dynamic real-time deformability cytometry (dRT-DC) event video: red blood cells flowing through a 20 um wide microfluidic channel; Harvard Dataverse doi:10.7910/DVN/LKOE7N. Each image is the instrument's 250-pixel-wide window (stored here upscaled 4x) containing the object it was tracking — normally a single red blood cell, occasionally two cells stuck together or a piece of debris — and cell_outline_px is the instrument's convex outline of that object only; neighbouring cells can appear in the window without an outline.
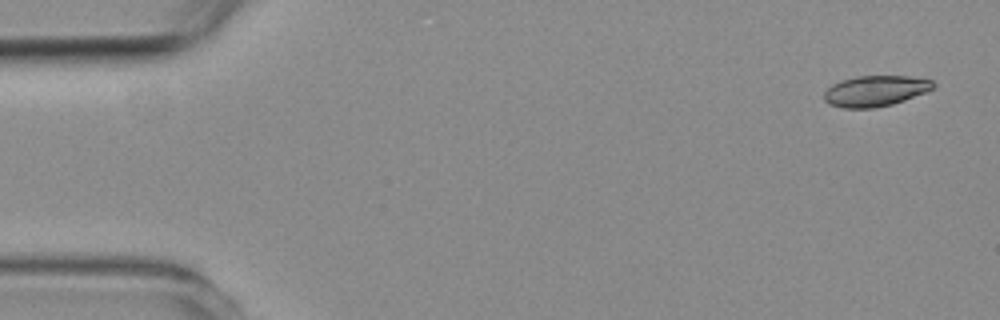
{"species": "common noctule bat (a hibernating species)", "species_latin": "Nyctalus noctula", "temperature_condition": "room temperature", "stored_images_in_passage": 4, "camera_frame_rate_fps": 3000, "um_per_image_px": 0.085, "animal": {"sex": "female", "body_mass_g": 19.3, "forearm_length_mm": 54.1}, "frame": {"image": 1, "passage_image": 1, "time_ms": 0.0, "image_size_px": [1000, 320], "cell_outline_px": [[936, 88], [904, 100], [892, 104], [872, 108], [844, 108], [828, 104], [824, 100], [824, 92], [832, 84], [840, 80], [856, 76], [908, 76], [932, 80], [936, 84]], "centroid_in_image_um": [74.4, 7.72], "position_along_channel_um": 10.6, "area_um2": 19.65}}
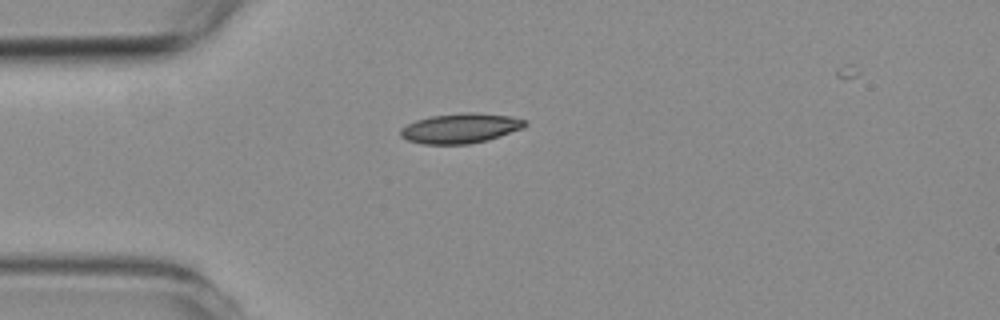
{"frame": {"image": 2, "passage_image": 4, "time_ms": 3.667, "image_size_px": [1000, 320], "cell_outline_px": [[528, 124], [524, 128], [488, 140], [468, 144], [424, 144], [408, 140], [400, 136], [400, 128], [416, 120], [432, 116], [468, 112], [472, 112], [512, 116], [524, 120]], "centroid_in_image_um": [39.16, 10.9], "position_along_channel_um": 45.8, "area_um2": 21.62}}